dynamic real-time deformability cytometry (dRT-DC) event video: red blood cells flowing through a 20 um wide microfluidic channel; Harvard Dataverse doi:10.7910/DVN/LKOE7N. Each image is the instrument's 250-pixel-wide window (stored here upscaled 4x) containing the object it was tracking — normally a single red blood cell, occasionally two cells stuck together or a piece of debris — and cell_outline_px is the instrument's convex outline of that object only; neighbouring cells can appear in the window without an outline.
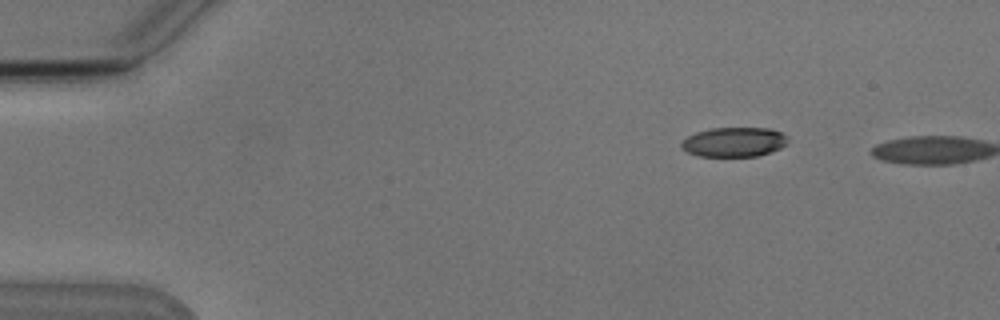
{"species": "Egyptian fruit bat (a non-hibernating species)", "species_latin": "Rousettus aegyptiacus", "temperature_condition": "cold", "stored_images_in_passage": 3, "camera_frame_rate_fps": 3000, "um_per_image_px": 0.085, "animal": {"sex": "male"}, "frame": {"image": 1, "passage_image": 2, "time_ms": 1.0, "image_size_px": [1000, 320], "cell_outline_px": [[788, 144], [772, 152], [756, 156], [696, 156], [680, 148], [680, 144], [688, 136], [696, 132], [712, 128], [768, 128], [780, 132], [788, 136]], "centroid_in_image_um": [62.41, 12.07], "position_along_channel_um": 22.6, "area_um2": 18.44}}